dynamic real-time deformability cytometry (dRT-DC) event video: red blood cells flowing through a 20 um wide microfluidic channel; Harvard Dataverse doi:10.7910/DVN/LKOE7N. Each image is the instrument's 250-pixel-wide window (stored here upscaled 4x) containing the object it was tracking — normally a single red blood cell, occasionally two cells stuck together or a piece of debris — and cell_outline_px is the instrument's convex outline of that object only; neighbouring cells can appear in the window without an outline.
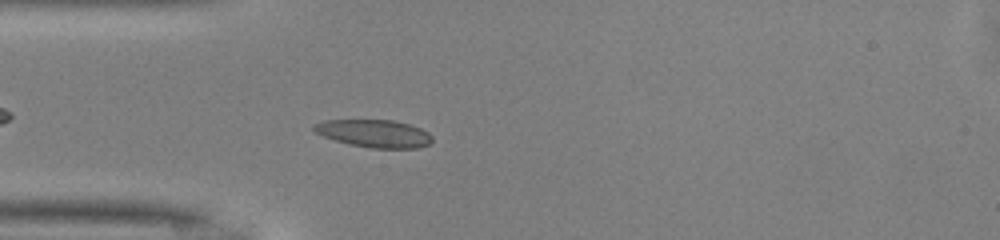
{"species": "common noctule bat (a hibernating species)", "species_latin": "Nyctalus noctula", "temperature_condition": "warm", "stored_images_in_passage": 40, "camera_frame_rate_fps": 3000, "um_per_image_px": 0.085, "animal": {"sex": "male", "body_mass_g": 13.0, "forearm_length_mm": 53.1}, "frame": {"image": 1, "passage_image": 6, "time_ms": 1.667, "image_size_px": [1000, 240], "cell_outline_px": [[432, 140], [428, 144], [420, 148], [372, 148], [348, 144], [324, 136], [316, 132], [312, 128], [316, 124], [324, 120], [392, 120], [408, 124], [420, 128], [428, 132], [432, 136]], "centroid_in_image_um": [31.83, 11.35], "position_along_channel_um": 53.2, "area_um2": 18.9}}
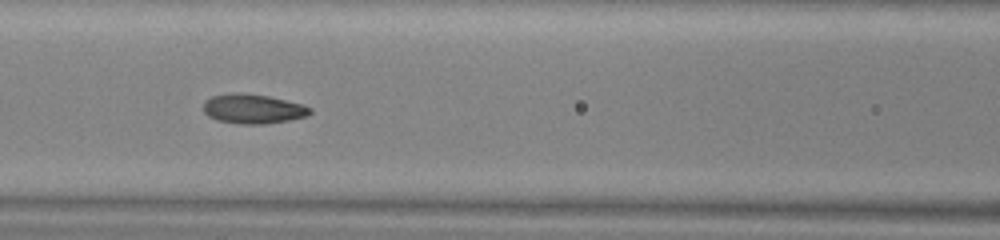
{"frame": {"image": 2, "passage_image": 13, "time_ms": 4.0, "image_size_px": [1000, 240], "cell_outline_px": [[312, 112], [308, 116], [288, 120], [264, 124], [240, 124], [216, 120], [208, 116], [204, 112], [204, 100], [212, 96], [268, 96], [300, 104], [312, 108]], "centroid_in_image_um": [21.54, 9.31], "position_along_channel_um": 145.1, "area_um2": 17.46}}
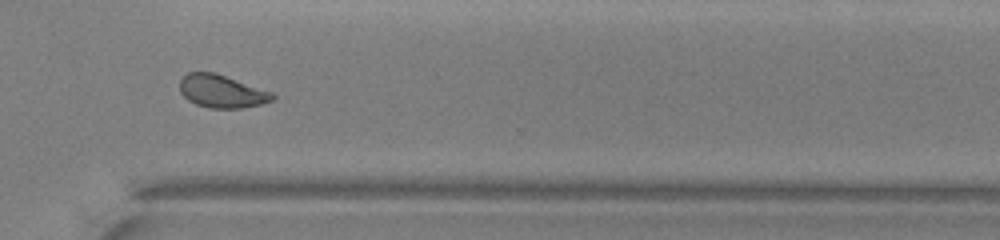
{"frame": {"image": 3, "passage_image": 28, "time_ms": 9.0, "image_size_px": [1000, 240], "cell_outline_px": [[276, 96], [272, 100], [260, 104], [240, 108], [208, 108], [196, 104], [188, 100], [180, 92], [180, 80], [188, 72], [212, 72], [272, 92]], "centroid_in_image_um": [18.82, 7.77], "position_along_channel_um": 351.8, "area_um2": 17.46}, "authors_computed_cell_mechanics": {"area_um2": 17.8891, "velocity_mm_per_s": 4.1356, "shape_relaxation_time_tau1_ms": 3.2723, "shape_relaxation_time_tau2_ms": 1.4681, "deformation_change_tau1": 0.1473, "deformation_change_tau2": 0.0676}}